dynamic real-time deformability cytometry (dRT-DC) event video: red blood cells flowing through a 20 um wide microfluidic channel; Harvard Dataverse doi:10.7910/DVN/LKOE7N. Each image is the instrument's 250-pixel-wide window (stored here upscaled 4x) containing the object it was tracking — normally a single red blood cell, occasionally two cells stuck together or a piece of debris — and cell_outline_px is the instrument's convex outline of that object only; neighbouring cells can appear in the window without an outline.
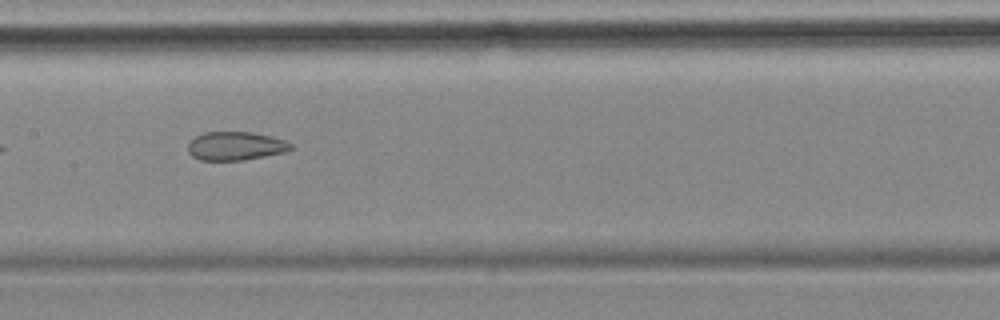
{"species": "common noctule bat (a hibernating species)", "species_latin": "Nyctalus noctula", "temperature_condition": "cold", "stored_images_in_passage": 7, "camera_frame_rate_fps": 3000, "um_per_image_px": 0.085, "animal": {"sex": "female", "body_mass_g": 18.4}, "frame": {"image": 1, "passage_image": 6, "time_ms": 5.667, "image_size_px": [1000, 320], "cell_outline_px": [[292, 148], [284, 152], [244, 160], [200, 160], [192, 156], [188, 152], [188, 144], [196, 136], [204, 132], [252, 132], [272, 136], [284, 140], [292, 144]], "centroid_in_image_um": [20.01, 12.4], "position_along_channel_um": 187.4, "area_um2": 17.05}}
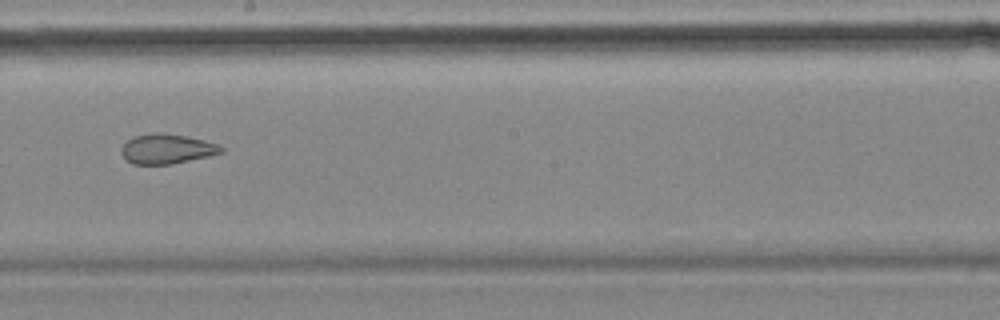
{"frame": {"image": 2, "passage_image": 7, "time_ms": 7.0, "image_size_px": [1000, 320], "cell_outline_px": [[224, 152], [208, 156], [172, 164], [132, 164], [120, 152], [120, 148], [128, 140], [136, 136], [184, 136], [204, 140], [216, 144], [224, 148]], "centroid_in_image_um": [14.21, 12.71], "position_along_channel_um": 234.0, "area_um2": 16.36}}